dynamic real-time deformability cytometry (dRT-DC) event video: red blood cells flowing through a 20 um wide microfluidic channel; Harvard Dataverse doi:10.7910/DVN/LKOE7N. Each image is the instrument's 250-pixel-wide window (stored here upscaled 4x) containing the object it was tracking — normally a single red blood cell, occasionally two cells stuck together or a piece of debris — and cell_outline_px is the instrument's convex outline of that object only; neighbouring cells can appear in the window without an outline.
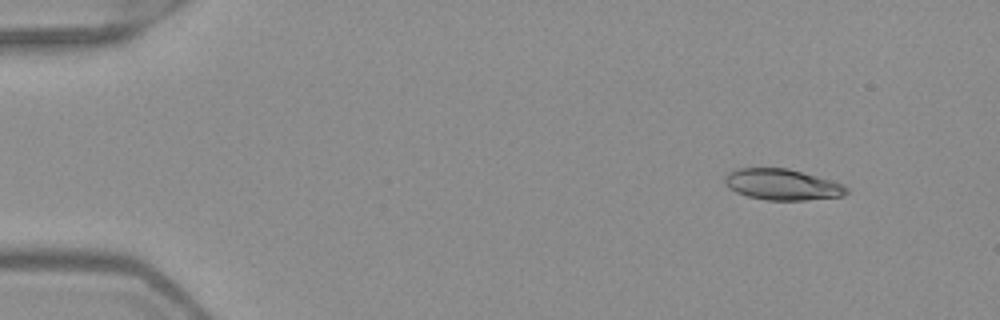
{"species": "Egyptian fruit bat (a non-hibernating species)", "species_latin": "Rousettus aegyptiacus", "temperature_condition": "warm", "stored_images_in_passage": 47, "camera_frame_rate_fps": 3000, "um_per_image_px": 0.085, "frame": {"image": 1, "passage_image": 1, "time_ms": 0.0, "image_size_px": [1000, 320], "cell_outline_px": [[848, 192], [844, 196], [804, 200], [764, 200], [748, 196], [736, 192], [728, 188], [724, 184], [724, 176], [728, 172], [740, 168], [788, 168], [844, 184], [848, 188]], "centroid_in_image_um": [66.47, 15.69], "position_along_channel_um": 18.5, "area_um2": 22.08}}
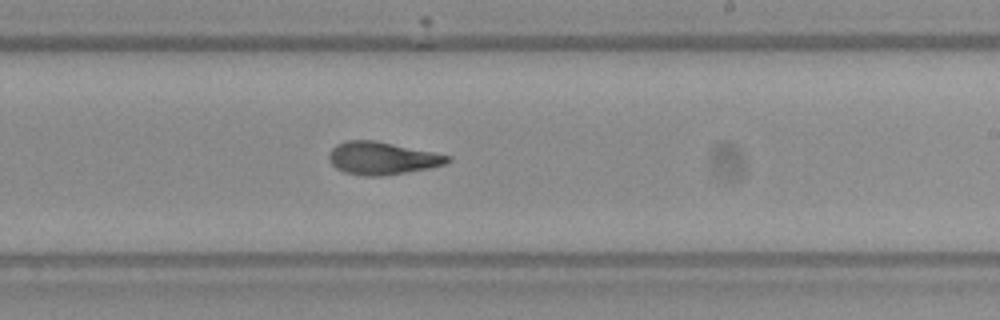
{"frame": {"image": 2, "passage_image": 27, "time_ms": 8.667, "image_size_px": [1000, 320], "cell_outline_px": [[452, 160], [444, 164], [428, 168], [384, 176], [364, 176], [344, 172], [336, 168], [328, 160], [328, 152], [336, 144], [348, 140], [376, 140], [452, 156]], "centroid_in_image_um": [32.45, 13.44], "position_along_channel_um": 256.5, "area_um2": 22.66}}
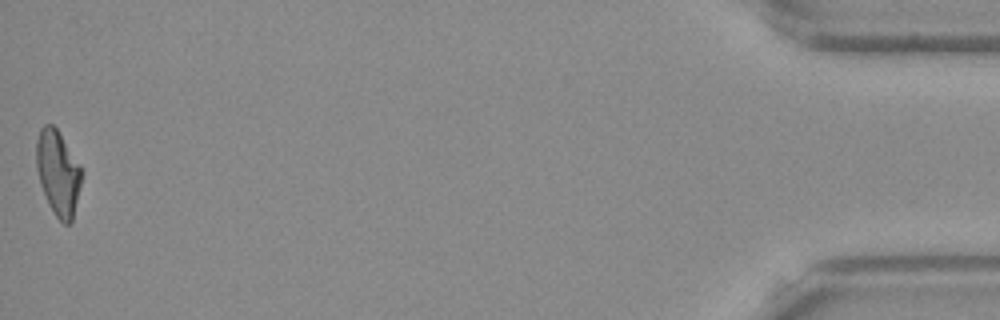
{"frame": {"image": 3, "passage_image": 47, "time_ms": 15.333, "image_size_px": [1000, 320], "cell_outline_px": [[84, 172], [72, 220], [68, 224], [64, 224], [56, 216], [48, 204], [40, 184], [36, 168], [36, 140], [40, 128], [44, 124], [52, 124], [56, 128], [80, 164]], "centroid_in_image_um": [4.93, 14.68], "position_along_channel_um": 430.3, "area_um2": 22.54}, "authors_computed_cell_mechanics": {"area_um2": 22.542, "velocity_mm_per_s": 3.9845, "shape_relaxation_time_tau1_ms": 6.035, "shape_relaxation_time_tau2_ms": 2.3707, "deformation_change_tau1": 0.2037, "deformation_change_tau2": 0.094}}